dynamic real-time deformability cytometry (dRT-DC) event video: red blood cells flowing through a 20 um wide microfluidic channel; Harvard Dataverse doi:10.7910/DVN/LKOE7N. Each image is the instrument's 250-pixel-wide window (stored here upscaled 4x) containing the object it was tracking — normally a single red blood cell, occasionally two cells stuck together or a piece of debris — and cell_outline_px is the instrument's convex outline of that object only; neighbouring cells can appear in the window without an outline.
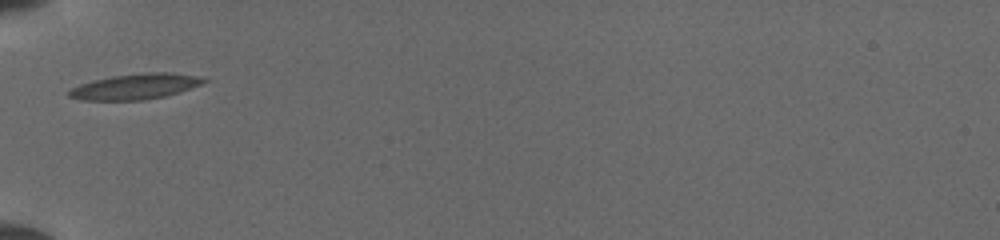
{"species": "common noctule bat (a hibernating species)", "species_latin": "Nyctalus noctula", "temperature_condition": "cold", "stored_images_in_passage": 33, "camera_frame_rate_fps": 3000, "um_per_image_px": 0.085, "animal": {"sex": "female", "body_mass_g": 19.5, "forearm_length_mm": 54.1}, "frame": {"image": 1, "passage_image": 1, "time_ms": 0.0, "image_size_px": [1000, 240], "cell_outline_px": [[208, 80], [200, 84], [180, 92], [164, 96], [144, 100], [80, 100], [68, 96], [68, 92], [72, 88], [80, 84], [112, 76], [144, 72], [172, 72], [196, 76]], "centroid_in_image_um": [11.5, 7.35], "position_along_channel_um": 73.5, "area_um2": 19.88}}
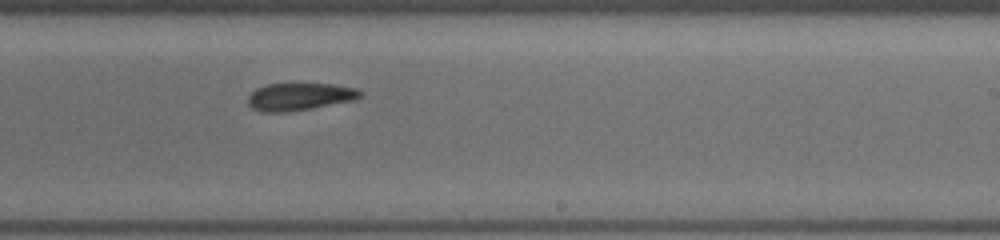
{"frame": {"image": 2, "passage_image": 15, "time_ms": 4.667, "image_size_px": [1000, 240], "cell_outline_px": [[364, 92], [360, 96], [352, 100], [308, 108], [284, 112], [260, 112], [252, 108], [248, 104], [248, 96], [256, 88], [264, 84], [332, 84], [356, 88]], "centroid_in_image_um": [25.41, 8.2], "position_along_channel_um": 263.6, "area_um2": 17.69}}
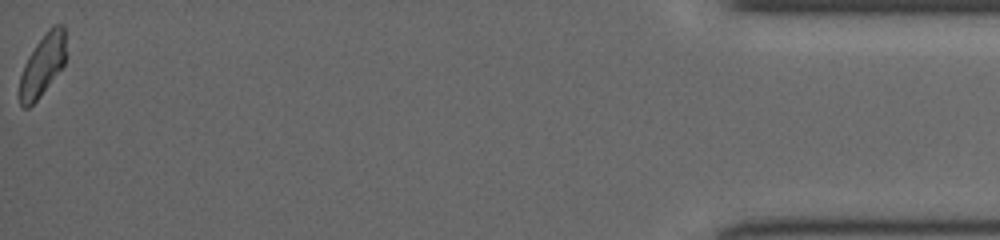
{"frame": {"image": 3, "passage_image": 33, "time_ms": 10.667, "image_size_px": [1000, 240], "cell_outline_px": [[68, 56], [64, 64], [40, 96], [28, 108], [24, 108], [20, 104], [20, 76], [24, 64], [28, 56], [36, 44], [48, 28], [52, 24], [64, 24]], "centroid_in_image_um": [3.66, 5.46], "position_along_channel_um": 431.5, "area_um2": 16.88}}